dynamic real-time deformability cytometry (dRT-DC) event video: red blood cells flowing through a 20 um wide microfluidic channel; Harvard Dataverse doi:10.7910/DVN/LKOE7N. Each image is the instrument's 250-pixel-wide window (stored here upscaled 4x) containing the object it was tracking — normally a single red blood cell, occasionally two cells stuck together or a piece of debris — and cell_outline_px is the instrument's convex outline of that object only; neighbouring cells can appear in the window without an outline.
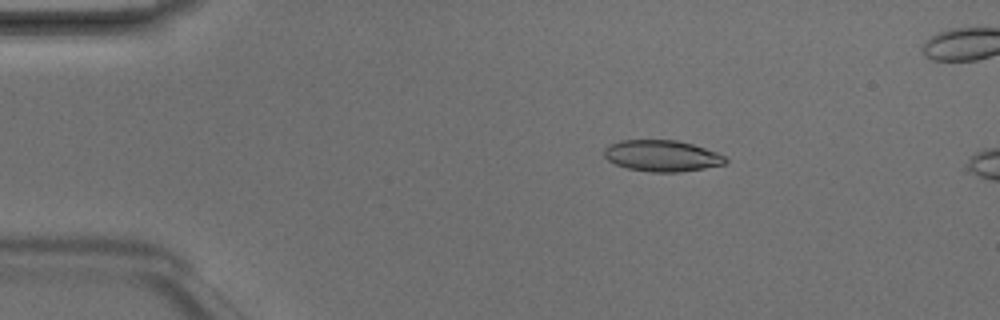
{"species": "Egyptian fruit bat (a non-hibernating species)", "species_latin": "Rousettus aegyptiacus", "temperature_condition": "room temperature", "stored_images_in_passage": 4, "camera_frame_rate_fps": 3000, "um_per_image_px": 0.085, "animal": {"sex": "male"}, "frame": {"image": 1, "passage_image": 3, "time_ms": 0.667, "image_size_px": [1000, 320], "cell_outline_px": [[728, 160], [724, 164], [704, 168], [680, 172], [652, 172], [628, 168], [616, 164], [608, 160], [604, 156], [604, 148], [608, 144], [620, 140], [676, 140], [692, 144], [716, 152], [724, 156]], "centroid_in_image_um": [56.24, 13.24], "position_along_channel_um": 28.8, "area_um2": 22.02}}